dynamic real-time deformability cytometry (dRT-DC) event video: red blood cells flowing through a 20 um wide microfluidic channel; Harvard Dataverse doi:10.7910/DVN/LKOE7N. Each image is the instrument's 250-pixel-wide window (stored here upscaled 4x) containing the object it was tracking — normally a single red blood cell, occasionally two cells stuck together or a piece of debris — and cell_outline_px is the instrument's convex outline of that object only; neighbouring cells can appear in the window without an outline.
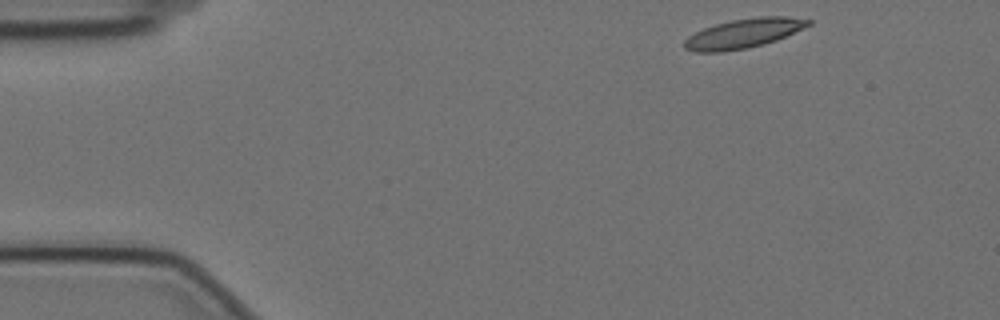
{"species": "Egyptian fruit bat (a non-hibernating species)", "species_latin": "Rousettus aegyptiacus", "temperature_condition": "cold", "stored_images_in_passage": 50, "camera_frame_rate_fps": 3000, "um_per_image_px": 0.085, "animal": {"sex": "female"}, "frame": {"image": 1, "passage_image": 1, "time_ms": 0.0, "image_size_px": [1000, 320], "cell_outline_px": [[812, 24], [804, 28], [776, 40], [764, 44], [748, 48], [720, 52], [696, 52], [684, 48], [684, 40], [688, 36], [704, 28], [716, 24], [732, 20], [760, 16], [788, 16], [812, 20]], "centroid_in_image_um": [63.22, 2.84], "position_along_channel_um": 21.8, "area_um2": 21.21}}
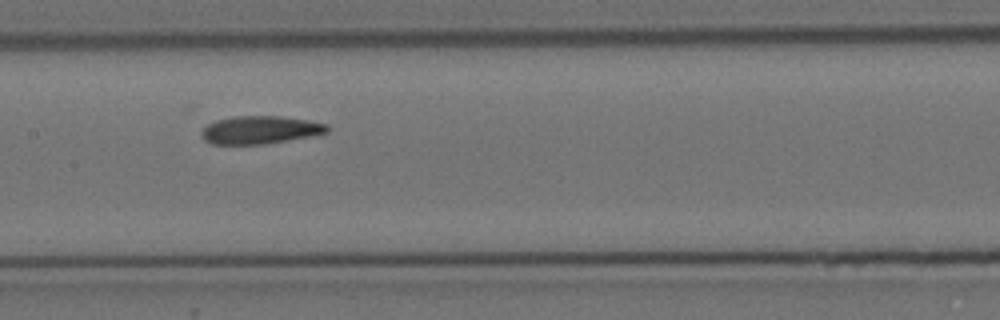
{"frame": {"image": 2, "passage_image": 22, "time_ms": 7.0, "image_size_px": [1000, 320], "cell_outline_px": [[328, 132], [308, 136], [264, 144], [212, 144], [204, 140], [200, 132], [208, 124], [216, 120], [232, 116], [280, 116], [308, 120], [328, 124]], "centroid_in_image_um": [22.08, 11.03], "position_along_channel_um": 185.3, "area_um2": 20.29}}
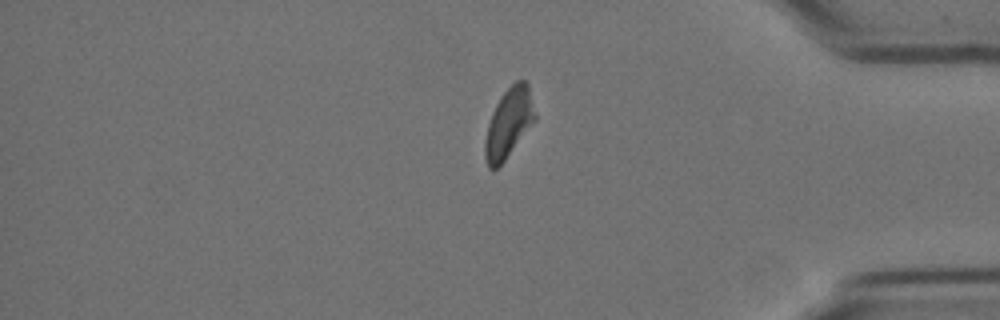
{"frame": {"image": 3, "passage_image": 42, "time_ms": 13.667, "image_size_px": [1000, 320], "cell_outline_px": [[536, 120], [504, 160], [496, 168], [488, 168], [484, 156], [484, 140], [488, 124], [492, 112], [496, 104], [504, 92], [516, 80], [524, 80], [528, 84], [536, 116]], "centroid_in_image_um": [43.23, 10.45], "position_along_channel_um": 392.0, "area_um2": 20.0}, "authors_computed_cell_mechanics": {"area_um2": 20.7502, "velocity_mm_per_s": 3.4852, "shape_relaxation_time_tau1_ms": 6.9549, "shape_relaxation_time_tau2_ms": 4.0326, "deformation_change_tau1": 0.1765, "deformation_change_tau2": 0.1114}}